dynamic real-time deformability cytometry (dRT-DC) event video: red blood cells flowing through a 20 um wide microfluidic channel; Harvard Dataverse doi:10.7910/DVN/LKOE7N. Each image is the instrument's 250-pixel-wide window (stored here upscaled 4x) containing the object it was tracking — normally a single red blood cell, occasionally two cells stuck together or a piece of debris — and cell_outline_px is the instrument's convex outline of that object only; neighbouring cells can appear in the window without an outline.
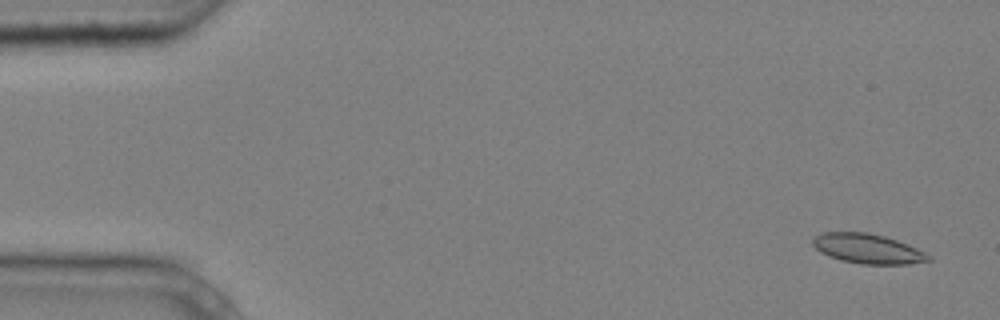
{"species": "common noctule bat (a hibernating species)", "species_latin": "Nyctalus noctula", "temperature_condition": "cold", "stored_images_in_passage": 6, "camera_frame_rate_fps": 3000, "um_per_image_px": 0.085, "animal": {"sex": "male", "body_mass_g": 20.4}, "frame": {"image": 1, "passage_image": 1, "time_ms": 0.0, "image_size_px": [1000, 320], "cell_outline_px": [[932, 260], [908, 264], [860, 264], [840, 260], [828, 256], [820, 252], [812, 244], [812, 240], [816, 236], [824, 232], [868, 232], [884, 236], [908, 244], [932, 256]], "centroid_in_image_um": [73.76, 21.14], "position_along_channel_um": 11.2, "area_um2": 20.06}}
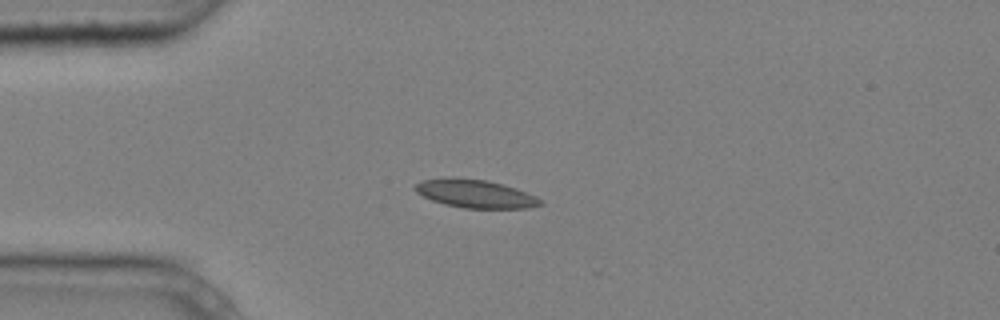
{"frame": {"image": 2, "passage_image": 4, "time_ms": 1.0, "image_size_px": [1000, 320], "cell_outline_px": [[544, 204], [528, 208], [464, 208], [444, 204], [432, 200], [416, 192], [412, 188], [416, 184], [424, 180], [452, 176], [488, 180], [504, 184], [516, 188], [536, 196], [544, 200]], "centroid_in_image_um": [40.42, 16.45], "position_along_channel_um": 44.6, "area_um2": 20.87}}